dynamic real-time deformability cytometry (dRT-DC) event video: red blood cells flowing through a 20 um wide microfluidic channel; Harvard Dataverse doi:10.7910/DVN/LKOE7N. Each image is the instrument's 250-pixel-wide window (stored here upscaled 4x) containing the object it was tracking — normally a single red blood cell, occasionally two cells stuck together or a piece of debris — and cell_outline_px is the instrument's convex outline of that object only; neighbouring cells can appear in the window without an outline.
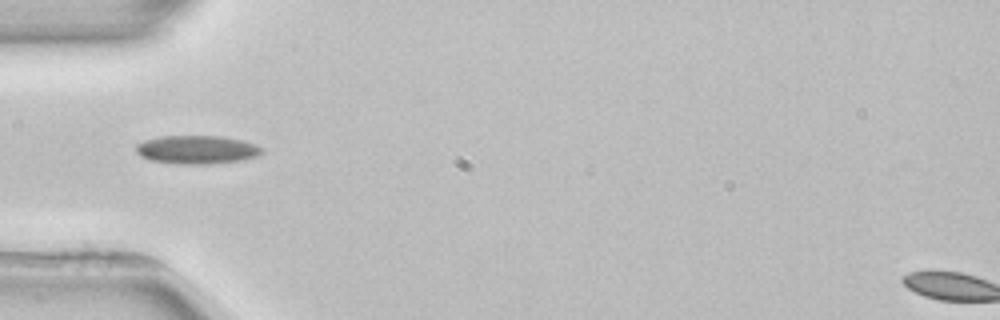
{"species": "common noctule bat (a hibernating species)", "species_latin": "Nyctalus noctula", "temperature_condition": "room temperature", "stored_images_in_passage": 5, "camera_frame_rate_fps": 3000, "um_per_image_px": 0.085, "animal": {"sex": "female", "body_mass_g": 22.7, "forearm_length_mm": 54.2}, "frame": {"image": 1, "passage_image": 5, "time_ms": 5.333, "image_size_px": [1000, 320], "cell_outline_px": [[264, 152], [256, 156], [240, 160], [208, 164], [176, 164], [152, 160], [140, 156], [136, 152], [136, 144], [144, 140], [160, 136], [220, 136], [240, 140], [256, 144], [264, 148]], "centroid_in_image_um": [16.72, 12.72], "position_along_channel_um": 68.3, "area_um2": 20.87}}